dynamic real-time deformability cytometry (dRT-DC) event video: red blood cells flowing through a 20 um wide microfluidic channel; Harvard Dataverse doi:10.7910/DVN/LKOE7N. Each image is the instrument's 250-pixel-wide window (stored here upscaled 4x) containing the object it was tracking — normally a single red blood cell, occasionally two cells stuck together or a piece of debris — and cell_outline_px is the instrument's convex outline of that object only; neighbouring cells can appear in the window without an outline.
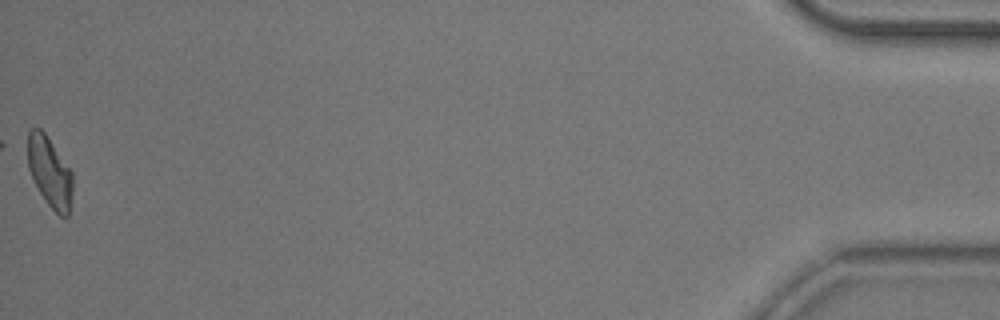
{"species": "common noctule bat (a hibernating species)", "species_latin": "Nyctalus noctula", "temperature_condition": "room temperature", "stored_images_in_passage": 39, "camera_frame_rate_fps": 3000, "um_per_image_px": 0.085, "animal": {"sex": "male", "body_mass_g": 20.5, "forearm_length_mm": 52.5}, "frame": {"image": 1, "passage_image": 39, "time_ms": 12.667, "image_size_px": [1000, 320], "cell_outline_px": [[72, 192], [68, 216], [64, 220], [48, 204], [40, 192], [28, 168], [28, 132], [32, 128], [40, 128], [44, 132], [72, 172]], "centroid_in_image_um": [4.23, 14.64], "position_along_channel_um": 431.0, "area_um2": 18.09}, "authors_computed_cell_mechanics": {"area_um2": 19.363, "velocity_mm_per_s": 3.911, "shape_relaxation_time_tau1_ms": null, "shape_relaxation_time_tau2_ms": 1.2177, "deformation_change_tau1": null, "deformation_change_tau2": 0.0764}}